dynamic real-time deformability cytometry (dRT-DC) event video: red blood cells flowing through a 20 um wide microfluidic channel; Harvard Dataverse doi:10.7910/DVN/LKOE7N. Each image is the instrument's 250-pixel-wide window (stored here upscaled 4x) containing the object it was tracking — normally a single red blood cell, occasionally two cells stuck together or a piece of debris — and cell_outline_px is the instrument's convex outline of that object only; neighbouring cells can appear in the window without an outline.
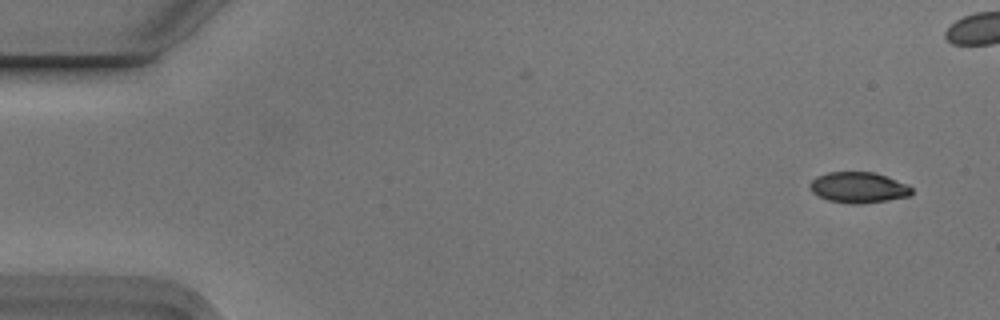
{"species": "Egyptian fruit bat (a non-hibernating species)", "species_latin": "Rousettus aegyptiacus", "temperature_condition": "cold", "stored_images_in_passage": 2, "camera_frame_rate_fps": 3000, "um_per_image_px": 0.085, "animal": {"sex": "male"}, "frame": {"image": 1, "passage_image": 2, "time_ms": 0.333, "image_size_px": [1000, 320], "cell_outline_px": [[912, 192], [908, 196], [888, 200], [860, 204], [848, 204], [828, 200], [812, 192], [808, 188], [808, 184], [816, 176], [828, 172], [876, 172], [908, 184], [912, 188]], "centroid_in_image_um": [72.95, 15.93], "position_along_channel_um": 12.1, "area_um2": 18.44}}